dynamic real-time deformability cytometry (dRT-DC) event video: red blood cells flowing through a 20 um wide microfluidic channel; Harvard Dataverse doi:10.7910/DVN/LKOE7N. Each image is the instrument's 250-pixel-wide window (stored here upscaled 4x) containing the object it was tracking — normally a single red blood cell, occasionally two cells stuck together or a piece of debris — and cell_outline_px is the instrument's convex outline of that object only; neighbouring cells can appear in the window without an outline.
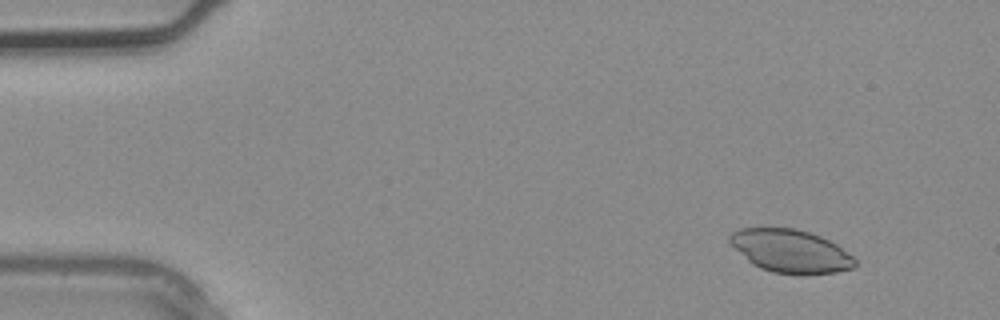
{"species": "common noctule bat (a hibernating species)", "species_latin": "Nyctalus noctula", "temperature_condition": "warm", "stored_images_in_passage": 2, "segment_of_instrument_passage": [2, 2], "camera_frame_rate_fps": 3000, "um_per_image_px": 0.085, "animal": {"sex": "male", "body_mass_g": 20.4}, "frame": {"image": 1, "passage_image": 2, "time_ms": 0.333, "image_size_px": [1000, 320], "cell_outline_px": [[856, 264], [852, 268], [836, 272], [772, 272], [760, 268], [752, 264], [728, 240], [728, 236], [732, 232], [740, 228], [796, 228], [820, 236], [836, 244], [852, 256], [856, 260]], "centroid_in_image_um": [67.17, 21.3], "position_along_channel_um": 17.8, "area_um2": 30.52}}